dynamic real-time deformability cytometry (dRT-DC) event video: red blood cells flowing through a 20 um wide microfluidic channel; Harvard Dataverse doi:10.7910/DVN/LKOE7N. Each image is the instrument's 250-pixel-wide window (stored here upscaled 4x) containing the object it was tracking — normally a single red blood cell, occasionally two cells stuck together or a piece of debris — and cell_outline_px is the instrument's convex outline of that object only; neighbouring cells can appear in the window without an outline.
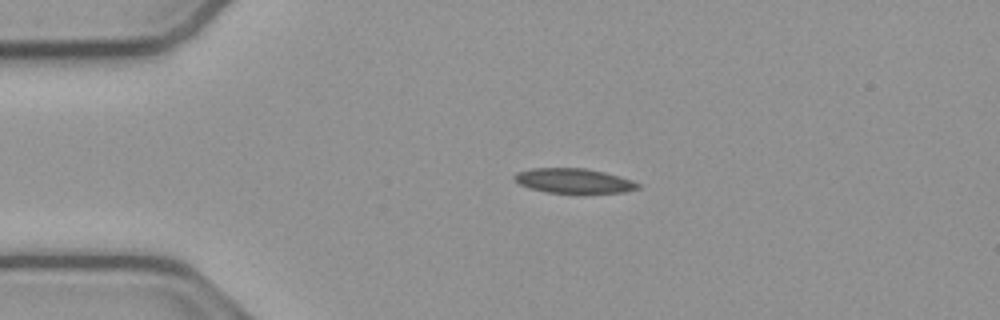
{"species": "common noctule bat (a hibernating species)", "species_latin": "Nyctalus noctula", "temperature_condition": "cold", "stored_images_in_passage": 43, "camera_frame_rate_fps": 3000, "um_per_image_px": 0.085, "animal": {"sex": "male", "body_mass_g": 23.1, "forearm_length_mm": 52.7}, "frame": {"image": 1, "passage_image": 1, "time_ms": 0.0, "image_size_px": [1000, 320], "cell_outline_px": [[644, 188], [624, 192], [544, 192], [528, 188], [512, 180], [512, 176], [516, 172], [532, 168], [584, 168], [604, 172], [620, 176], [632, 180], [640, 184]], "centroid_in_image_um": [48.75, 15.36], "position_along_channel_um": 36.3, "area_um2": 17.86}}
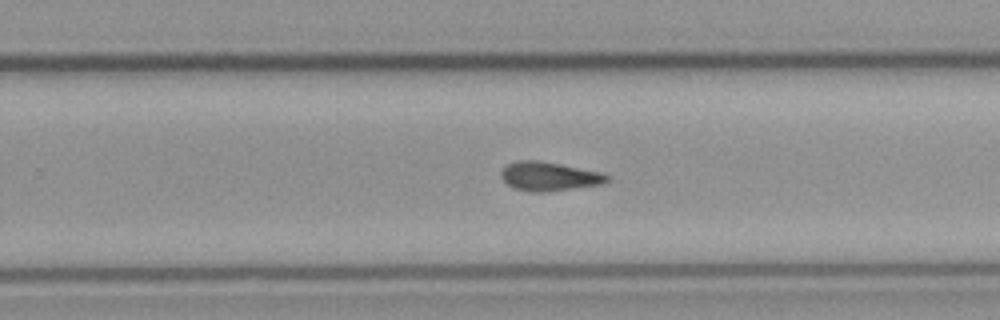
{"frame": {"image": 2, "passage_image": 23, "time_ms": 7.333, "image_size_px": [1000, 320], "cell_outline_px": [[608, 180], [604, 184], [544, 192], [528, 192], [516, 188], [508, 184], [500, 176], [500, 172], [508, 164], [516, 160], [540, 160], [600, 172], [608, 176]], "centroid_in_image_um": [46.65, 14.99], "position_along_channel_um": 283.1, "area_um2": 17.74}}
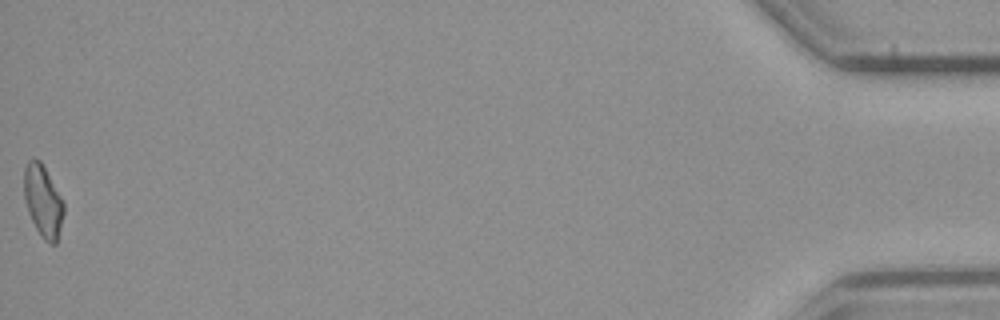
{"frame": {"image": 3, "passage_image": 43, "time_ms": 14.0, "image_size_px": [1000, 320], "cell_outline_px": [[64, 212], [56, 244], [52, 244], [44, 240], [36, 228], [28, 212], [24, 200], [24, 168], [28, 160], [32, 156], [40, 160], [60, 196], [64, 204]], "centroid_in_image_um": [3.63, 17.06], "position_along_channel_um": 431.6, "area_um2": 16.47}, "authors_computed_cell_mechanics": {"area_um2": 17.34, "velocity_mm_per_s": 3.833, "shape_relaxation_time_tau1_ms": null, "shape_relaxation_time_tau2_ms": 9.5543, "deformation_change_tau1": null, "deformation_change_tau2": 0.1805}}